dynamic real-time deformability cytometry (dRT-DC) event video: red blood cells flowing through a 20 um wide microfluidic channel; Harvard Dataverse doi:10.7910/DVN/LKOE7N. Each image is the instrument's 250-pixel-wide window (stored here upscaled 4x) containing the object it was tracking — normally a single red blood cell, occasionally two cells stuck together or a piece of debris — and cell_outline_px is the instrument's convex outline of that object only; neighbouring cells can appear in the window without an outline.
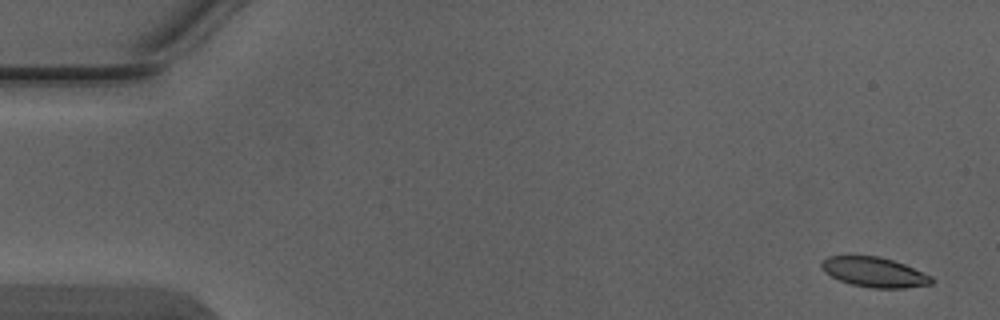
{"species": "Egyptian fruit bat (a non-hibernating species)", "species_latin": "Rousettus aegyptiacus", "temperature_condition": "warm", "stored_images_in_passage": 4, "camera_frame_rate_fps": 3000, "um_per_image_px": 0.085, "animal": {"sex": "male"}, "frame": {"image": 1, "passage_image": 1, "time_ms": 0.0, "image_size_px": [1000, 320], "cell_outline_px": [[936, 280], [932, 284], [904, 288], [872, 288], [852, 284], [840, 280], [824, 272], [820, 264], [828, 256], [880, 256], [904, 264], [932, 276]], "centroid_in_image_um": [74.35, 23.14], "position_along_channel_um": 10.6, "area_um2": 19.07}}